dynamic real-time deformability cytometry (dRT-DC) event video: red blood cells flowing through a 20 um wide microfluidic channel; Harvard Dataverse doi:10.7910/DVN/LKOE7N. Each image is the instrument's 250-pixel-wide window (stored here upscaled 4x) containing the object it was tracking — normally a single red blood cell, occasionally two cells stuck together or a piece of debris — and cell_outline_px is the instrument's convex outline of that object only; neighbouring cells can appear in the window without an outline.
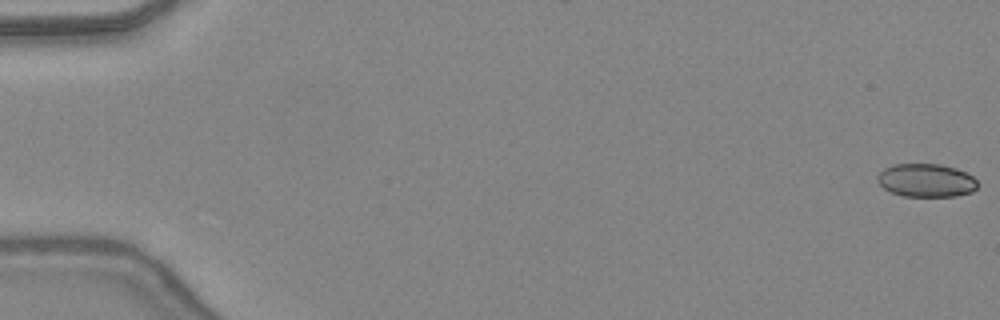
{"species": "common noctule bat (a hibernating species)", "species_latin": "Nyctalus noctula", "temperature_condition": "warm", "stored_images_in_passage": 48, "camera_frame_rate_fps": 3000, "um_per_image_px": 0.085, "animal": {"sex": "female", "body_mass_g": 24.6, "forearm_length_mm": 56.2}, "frame": {"image": 1, "passage_image": 1, "time_ms": 0.0, "image_size_px": [1000, 320], "cell_outline_px": [[976, 188], [972, 192], [956, 196], [904, 196], [892, 192], [884, 188], [876, 180], [876, 176], [884, 168], [892, 164], [940, 164], [956, 168], [972, 176], [976, 180]], "centroid_in_image_um": [78.7, 15.32], "position_along_channel_um": 6.3, "area_um2": 19.36}}
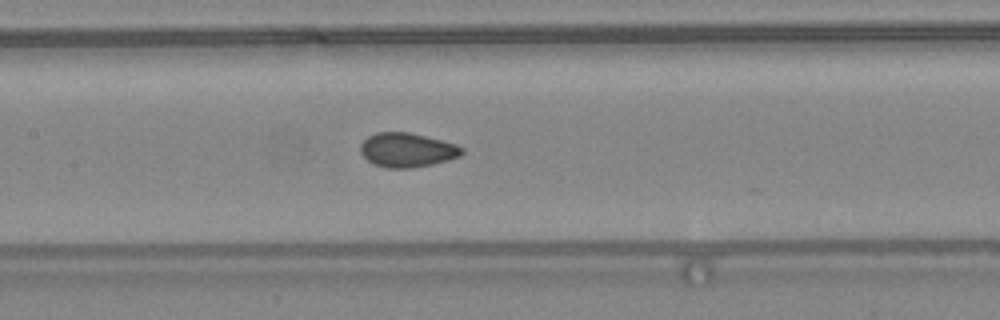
{"frame": {"image": 2, "passage_image": 24, "time_ms": 7.667, "image_size_px": [1000, 320], "cell_outline_px": [[464, 152], [460, 156], [448, 160], [432, 164], [408, 168], [384, 168], [368, 160], [360, 152], [360, 144], [368, 136], [376, 132], [408, 132], [456, 144], [464, 148]], "centroid_in_image_um": [34.6, 12.75], "position_along_channel_um": 172.8, "area_um2": 20.11}}
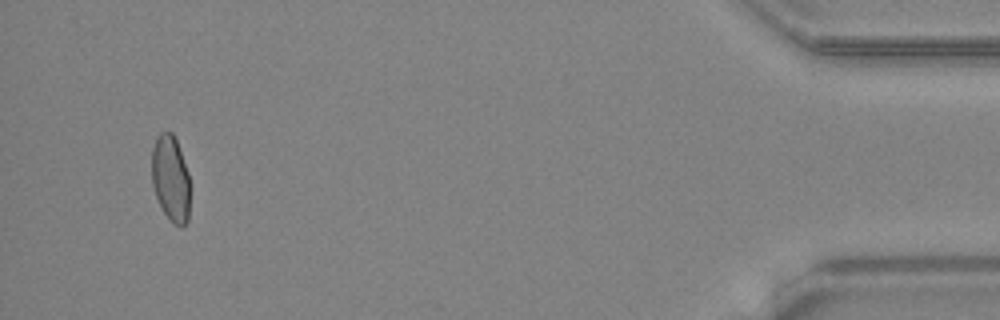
{"frame": {"image": 3, "passage_image": 46, "time_ms": 15.0, "image_size_px": [1000, 320], "cell_outline_px": [[188, 220], [180, 228], [172, 224], [164, 212], [156, 196], [152, 184], [152, 148], [160, 132], [172, 132], [176, 140], [188, 172]], "centroid_in_image_um": [14.49, 15.19], "position_along_channel_um": 420.7, "area_um2": 18.9}}